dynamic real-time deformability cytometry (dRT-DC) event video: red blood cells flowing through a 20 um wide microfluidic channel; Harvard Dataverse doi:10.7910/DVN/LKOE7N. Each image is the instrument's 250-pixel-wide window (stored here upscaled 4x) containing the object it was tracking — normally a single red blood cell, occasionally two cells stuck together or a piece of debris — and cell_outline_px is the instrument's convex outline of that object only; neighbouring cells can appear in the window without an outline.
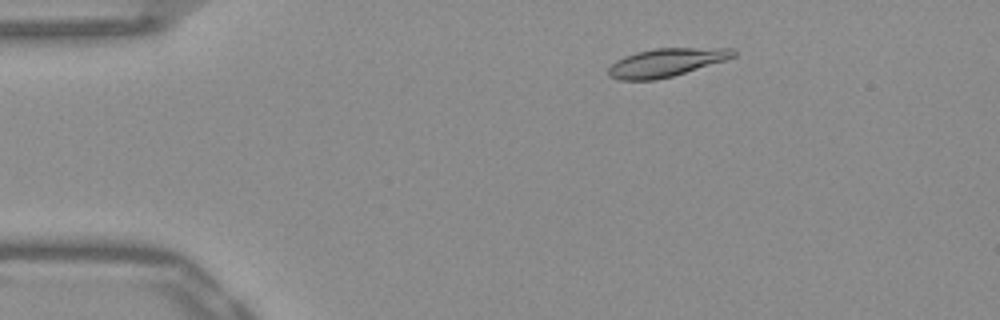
{"species": "Egyptian fruit bat (a non-hibernating species)", "species_latin": "Rousettus aegyptiacus", "temperature_condition": "warm", "stored_images_in_passage": 50, "camera_frame_rate_fps": 3000, "um_per_image_px": 0.085, "frame": {"image": 1, "passage_image": 7, "time_ms": 2.0, "image_size_px": [1000, 320], "cell_outline_px": [[736, 56], [724, 60], [672, 76], [656, 80], [620, 80], [608, 76], [608, 68], [616, 60], [624, 56], [636, 52], [656, 48], [732, 48], [736, 52]], "centroid_in_image_um": [56.58, 5.31], "position_along_channel_um": 28.4, "area_um2": 20.4}}
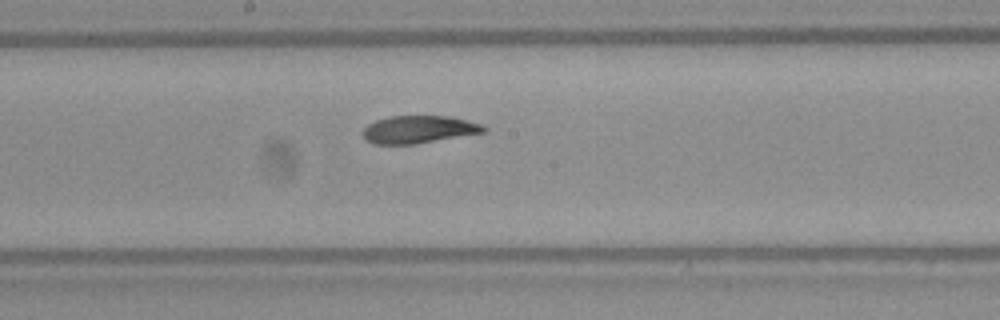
{"frame": {"image": 2, "passage_image": 26, "time_ms": 8.333, "image_size_px": [1000, 320], "cell_outline_px": [[488, 132], [416, 144], [376, 144], [368, 140], [364, 136], [364, 128], [368, 124], [376, 120], [388, 116], [452, 116], [480, 124], [488, 128]], "centroid_in_image_um": [35.65, 11.0], "position_along_channel_um": 212.5, "area_um2": 19.48}}
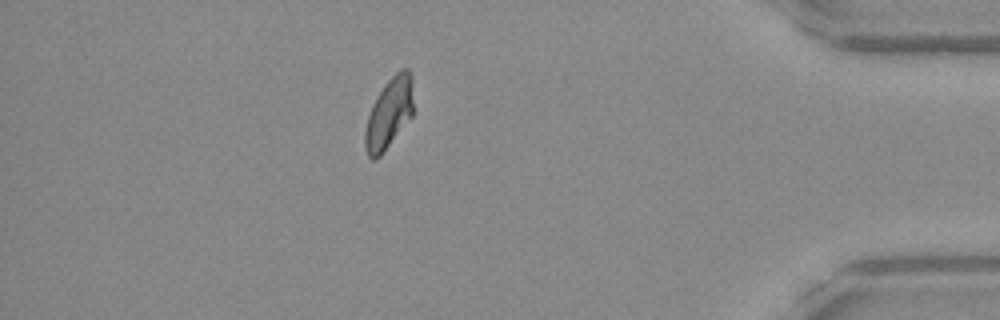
{"frame": {"image": 3, "passage_image": 44, "time_ms": 14.333, "image_size_px": [1000, 320], "cell_outline_px": [[412, 116], [380, 156], [376, 160], [372, 160], [368, 156], [364, 148], [364, 132], [368, 116], [372, 104], [384, 84], [400, 68], [408, 68], [412, 76]], "centroid_in_image_um": [33.05, 9.63], "position_along_channel_um": 402.2, "area_um2": 19.88}, "authors_computed_cell_mechanics": {"area_um2": 20.4034, "velocity_mm_per_s": 3.8596, "shape_relaxation_time_tau1_ms": 4.7388, "shape_relaxation_time_tau2_ms": 2.4772, "deformation_change_tau1": 0.1618, "deformation_change_tau2": 0.0793}}